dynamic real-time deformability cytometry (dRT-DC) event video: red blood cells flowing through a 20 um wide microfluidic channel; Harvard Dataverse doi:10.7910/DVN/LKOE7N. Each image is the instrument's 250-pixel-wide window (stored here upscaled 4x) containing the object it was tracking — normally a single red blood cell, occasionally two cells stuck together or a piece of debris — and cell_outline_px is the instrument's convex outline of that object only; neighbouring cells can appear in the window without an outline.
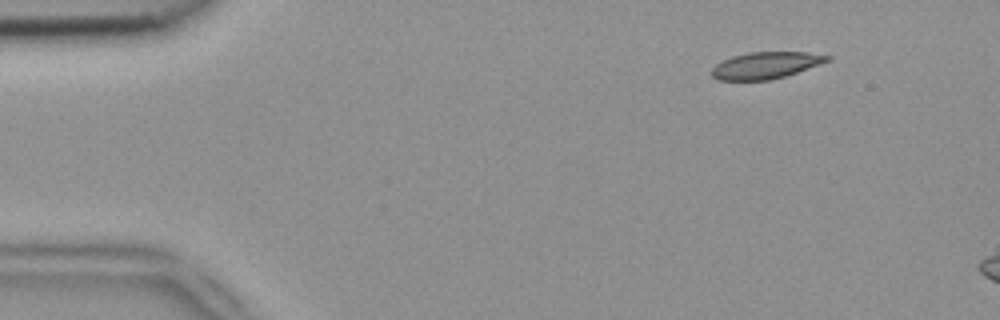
{"species": "common noctule bat (a hibernating species)", "species_latin": "Nyctalus noctula", "temperature_condition": "room temperature", "stored_images_in_passage": 4, "camera_frame_rate_fps": 3000, "um_per_image_px": 0.085, "animal": {"sex": "female", "body_mass_g": 18.4}, "frame": {"image": 1, "passage_image": 2, "time_ms": 0.333, "image_size_px": [1000, 320], "cell_outline_px": [[832, 60], [772, 80], [720, 80], [712, 76], [712, 68], [716, 64], [732, 56], [748, 52], [808, 52], [832, 56]], "centroid_in_image_um": [65.11, 5.54], "position_along_channel_um": 19.9, "area_um2": 17.92}}